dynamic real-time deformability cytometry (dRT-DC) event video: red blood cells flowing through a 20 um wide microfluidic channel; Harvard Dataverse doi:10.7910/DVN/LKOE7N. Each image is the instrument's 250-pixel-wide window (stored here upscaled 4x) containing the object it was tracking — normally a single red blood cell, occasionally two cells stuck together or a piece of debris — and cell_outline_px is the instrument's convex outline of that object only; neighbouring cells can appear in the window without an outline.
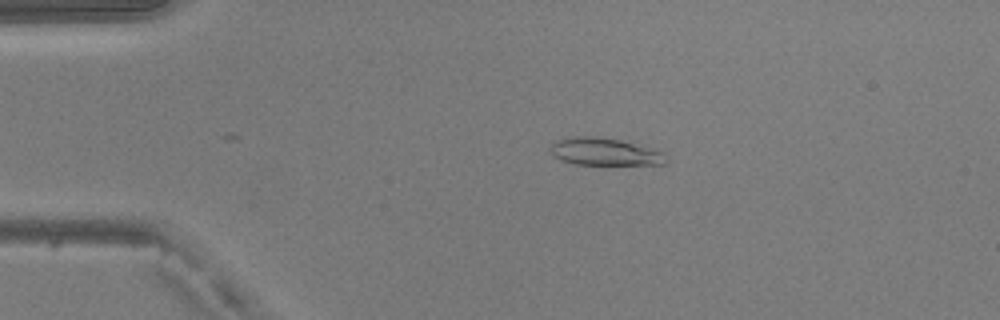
{"species": "common noctule bat (a hibernating species)", "species_latin": "Nyctalus noctula", "temperature_condition": "warm", "stored_images_in_passage": 49, "camera_frame_rate_fps": 3000, "um_per_image_px": 0.085, "animal": {"sex": "male", "body_mass_g": 20.5, "forearm_length_mm": 52.5}, "frame": {"image": 1, "passage_image": 10, "time_ms": 3.0, "image_size_px": [1000, 320], "cell_outline_px": [[668, 160], [664, 164], [576, 164], [560, 160], [552, 156], [552, 144], [556, 140], [568, 136], [596, 136], [620, 140], [664, 152]], "centroid_in_image_um": [51.37, 12.89], "position_along_channel_um": 33.6, "area_um2": 18.38}}
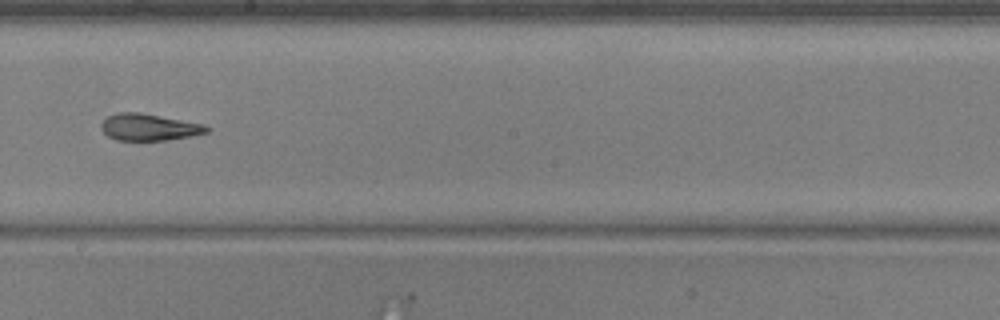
{"frame": {"image": 2, "passage_image": 28, "time_ms": 9.0, "image_size_px": [1000, 320], "cell_outline_px": [[212, 128], [208, 132], [168, 140], [116, 140], [108, 136], [100, 128], [100, 124], [108, 116], [116, 112], [140, 112], [204, 124]], "centroid_in_image_um": [12.65, 10.8], "position_along_channel_um": 235.5, "area_um2": 16.47}}
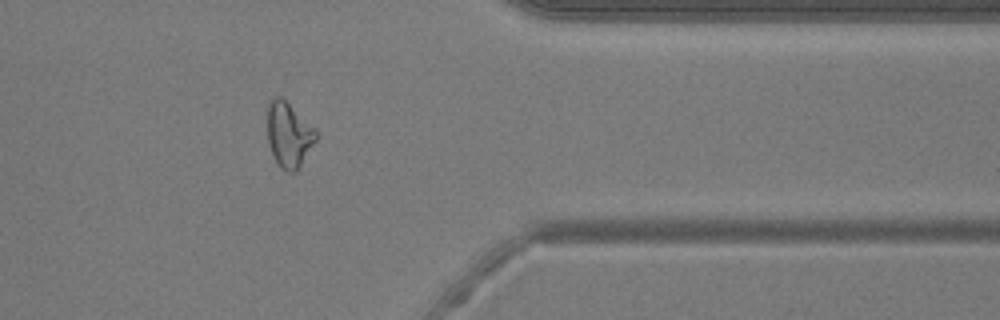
{"frame": {"image": 3, "passage_image": 40, "time_ms": 13.0, "image_size_px": [1000, 320], "cell_outline_px": [[316, 140], [296, 172], [288, 172], [280, 168], [268, 144], [268, 100], [272, 96], [280, 96], [316, 128]], "centroid_in_image_um": [24.54, 11.43], "position_along_channel_um": 386.9, "area_um2": 18.32}, "authors_computed_cell_mechanics": {"area_um2": 18.496, "velocity_mm_per_s": 4.1239, "shape_relaxation_time_tau1_ms": null, "shape_relaxation_time_tau2_ms": 3.2205, "deformation_change_tau1": null, "deformation_change_tau2": 0.1264}}